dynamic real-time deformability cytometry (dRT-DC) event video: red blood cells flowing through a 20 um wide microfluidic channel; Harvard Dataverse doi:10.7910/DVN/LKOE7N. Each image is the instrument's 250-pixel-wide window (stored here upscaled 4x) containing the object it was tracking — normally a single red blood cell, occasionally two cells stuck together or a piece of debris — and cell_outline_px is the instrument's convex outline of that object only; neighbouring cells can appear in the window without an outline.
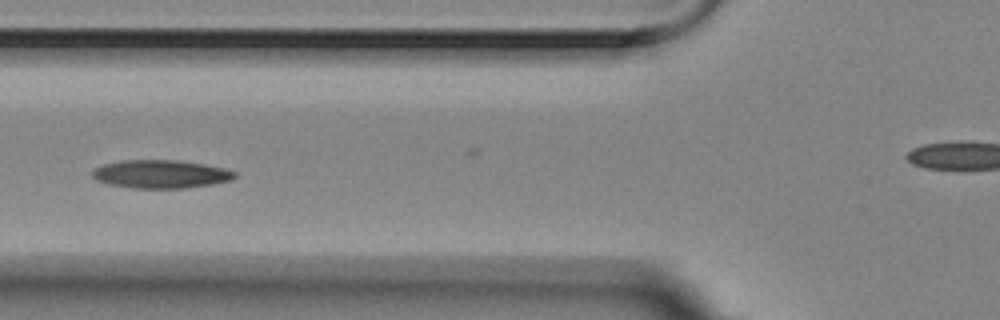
{"species": "Egyptian fruit bat (a non-hibernating species)", "species_latin": "Rousettus aegyptiacus", "temperature_condition": "room temperature", "stored_images_in_passage": 5, "segment_of_instrument_passage": [1, 2], "camera_frame_rate_fps": 3000, "um_per_image_px": 0.085, "animal": {"sex": "female"}, "frame": {"image": 1, "passage_image": 4, "time_ms": 1.0, "image_size_px": [1000, 320], "cell_outline_px": [[236, 176], [232, 180], [212, 184], [184, 188], [136, 188], [108, 184], [96, 180], [92, 176], [92, 168], [104, 164], [120, 160], [176, 160], [204, 164], [224, 168], [236, 172]], "centroid_in_image_um": [13.64, 14.79], "position_along_channel_um": 112.2, "area_um2": 23.47}}